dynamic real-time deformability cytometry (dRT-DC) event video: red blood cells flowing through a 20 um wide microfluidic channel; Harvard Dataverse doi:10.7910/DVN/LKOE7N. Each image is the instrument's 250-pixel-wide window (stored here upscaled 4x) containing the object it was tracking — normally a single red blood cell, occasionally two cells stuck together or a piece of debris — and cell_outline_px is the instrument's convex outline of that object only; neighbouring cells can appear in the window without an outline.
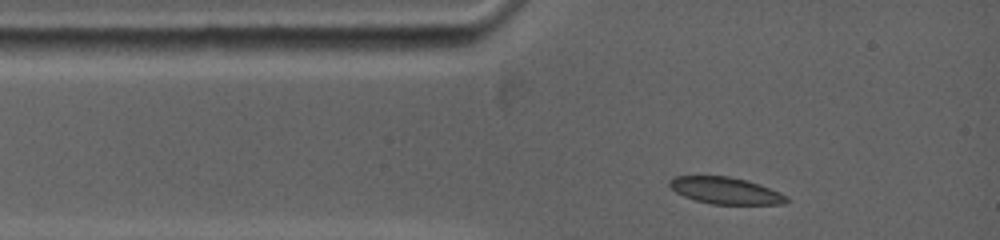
{"species": "common noctule bat (a hibernating species)", "species_latin": "Nyctalus noctula", "temperature_condition": "warm", "stored_images_in_passage": 11, "camera_frame_rate_fps": 5000, "um_per_image_px": 0.085, "animal": {"sex": "female", "body_mass_g": 19.0, "forearm_length_mm": 53.3}, "frame": {"image": 1, "passage_image": 1, "time_ms": 0.0, "image_size_px": [1000, 240], "cell_outline_px": [[792, 200], [784, 204], [712, 204], [696, 200], [684, 196], [676, 192], [668, 184], [668, 180], [676, 176], [728, 176], [744, 180], [780, 192], [788, 196]], "centroid_in_image_um": [61.68, 16.21], "position_along_channel_um": 23.3, "area_um2": 18.09}}
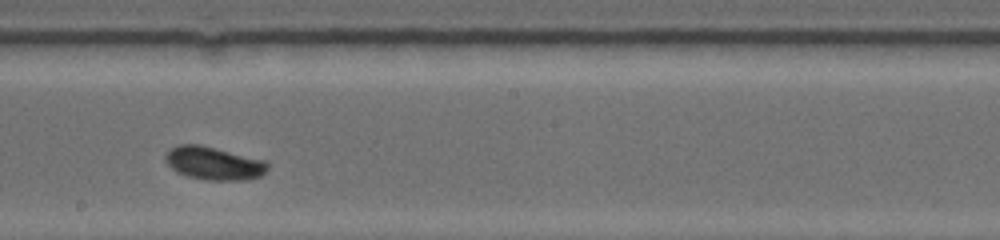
{"frame": {"image": 2, "passage_image": 7, "time_ms": 5.8, "image_size_px": [1000, 240], "cell_outline_px": [[268, 168], [260, 176], [248, 180], [204, 180], [188, 176], [176, 172], [168, 164], [168, 152], [172, 148], [180, 144], [196, 144], [264, 160], [268, 164]], "centroid_in_image_um": [18.2, 13.9], "position_along_channel_um": 230.0, "area_um2": 19.19}}
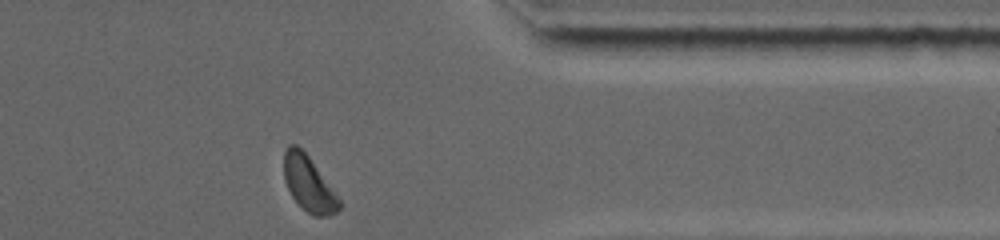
{"frame": {"image": 3, "passage_image": 11, "time_ms": 10.2, "image_size_px": [1000, 240], "cell_outline_px": [[340, 208], [336, 212], [328, 216], [312, 216], [292, 196], [284, 180], [284, 152], [288, 144], [296, 144], [308, 156], [340, 200]], "centroid_in_image_um": [26.21, 15.62], "position_along_channel_um": 385.2, "area_um2": 17.28}, "authors_computed_cell_mechanics": {"area_um2": 18.3804, "velocity_mm_per_s": 3.7903, "shape_relaxation_time_tau1_ms": 1.227, "shape_relaxation_time_tau2_ms": null, "deformation_change_tau1": 0.0781, "deformation_change_tau2": null}}